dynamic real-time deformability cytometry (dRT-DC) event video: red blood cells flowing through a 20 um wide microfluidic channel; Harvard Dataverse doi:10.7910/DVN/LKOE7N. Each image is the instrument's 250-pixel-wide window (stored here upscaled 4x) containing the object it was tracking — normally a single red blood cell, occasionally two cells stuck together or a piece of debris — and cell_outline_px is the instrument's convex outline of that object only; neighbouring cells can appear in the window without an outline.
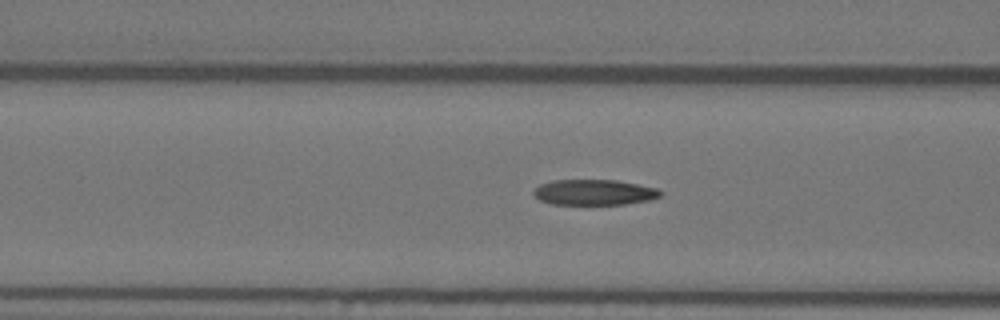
{"species": "Egyptian fruit bat (a non-hibernating species)", "species_latin": "Rousettus aegyptiacus", "temperature_condition": "warm", "stored_images_in_passage": 44, "camera_frame_rate_fps": 3000, "um_per_image_px": 0.085, "animal": {"sex": "female"}, "frame": {"image": 1, "passage_image": 10, "time_ms": 3.0, "image_size_px": [1000, 320], "cell_outline_px": [[664, 192], [660, 196], [648, 200], [624, 204], [552, 204], [540, 200], [532, 192], [540, 184], [552, 180], [616, 180], [656, 188]], "centroid_in_image_um": [50.5, 16.34], "position_along_channel_um": 116.1, "area_um2": 18.73}}
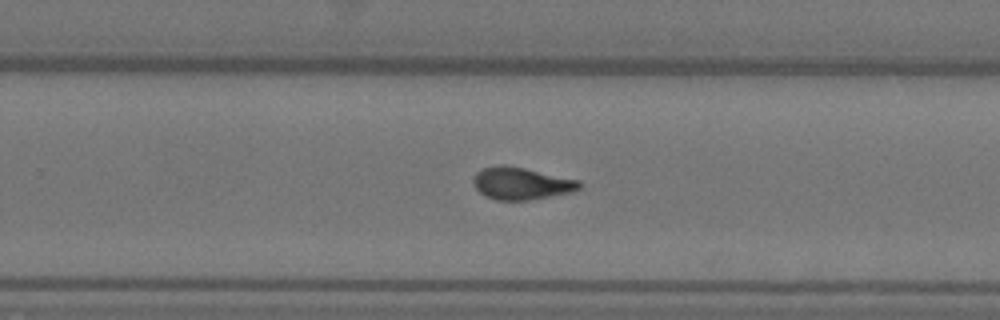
{"frame": {"image": 2, "passage_image": 24, "time_ms": 7.667, "image_size_px": [1000, 320], "cell_outline_px": [[584, 184], [580, 188], [572, 192], [528, 200], [496, 200], [484, 196], [472, 184], [472, 180], [476, 172], [484, 168], [504, 164], [524, 168], [580, 180]], "centroid_in_image_um": [44.31, 15.59], "position_along_channel_um": 285.5, "area_um2": 20.0}}
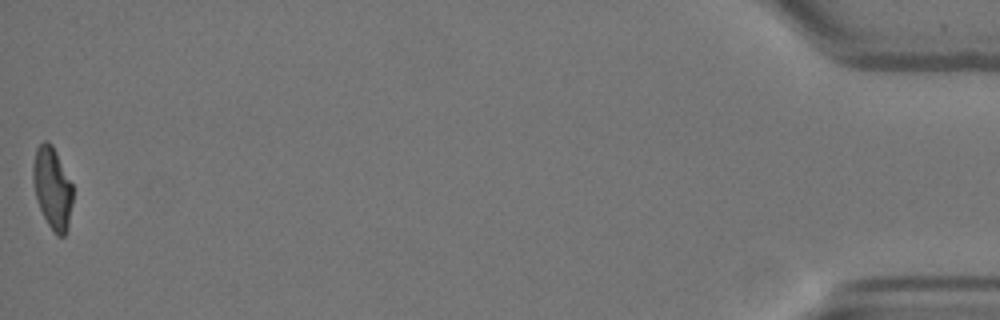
{"frame": {"image": 3, "passage_image": 44, "time_ms": 14.333, "image_size_px": [1000, 320], "cell_outline_px": [[72, 204], [68, 228], [64, 236], [56, 236], [48, 224], [36, 200], [32, 180], [32, 164], [36, 148], [44, 140], [48, 140], [52, 144], [72, 184]], "centroid_in_image_um": [4.43, 15.98], "position_along_channel_um": 430.8, "area_um2": 19.07}, "authors_computed_cell_mechanics": {"area_um2": 19.7098, "velocity_mm_per_s": 3.6409, "shape_relaxation_time_tau1_ms": null, "shape_relaxation_time_tau2_ms": 2.0569, "deformation_change_tau1": null, "deformation_change_tau2": 0.0945}}